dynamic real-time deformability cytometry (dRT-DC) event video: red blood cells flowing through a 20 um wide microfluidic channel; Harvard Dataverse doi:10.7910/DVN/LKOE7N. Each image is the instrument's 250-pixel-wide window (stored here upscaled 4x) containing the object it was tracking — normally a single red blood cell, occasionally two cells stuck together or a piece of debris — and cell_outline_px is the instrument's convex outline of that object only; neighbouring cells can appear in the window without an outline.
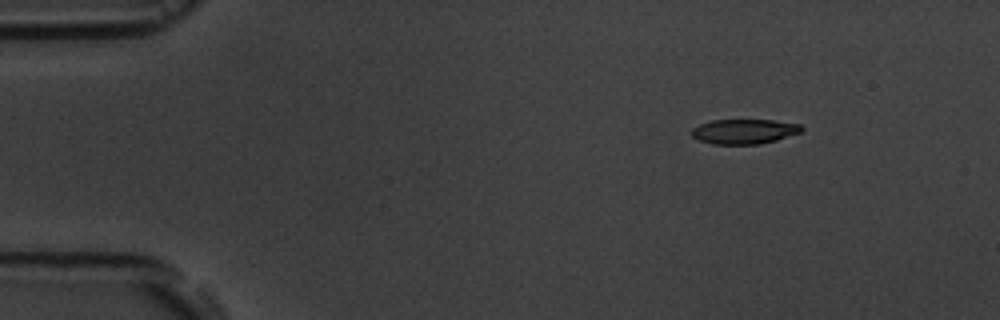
{"species": "common noctule bat (a hibernating species)", "species_latin": "Nyctalus noctula", "temperature_condition": "room temperature", "stored_images_in_passage": 5, "camera_frame_rate_fps": 3000, "um_per_image_px": 0.085, "animal": {"sex": "male", "body_mass_g": 19.5, "forearm_length_mm": 54.6}, "frame": {"image": 1, "passage_image": 1, "time_ms": 0.0, "image_size_px": [1000, 320], "cell_outline_px": [[804, 128], [800, 132], [776, 140], [760, 144], [712, 144], [700, 140], [692, 136], [692, 128], [700, 124], [712, 120], [772, 120], [800, 124]], "centroid_in_image_um": [63.25, 11.17], "position_along_channel_um": 21.7, "area_um2": 15.78}}
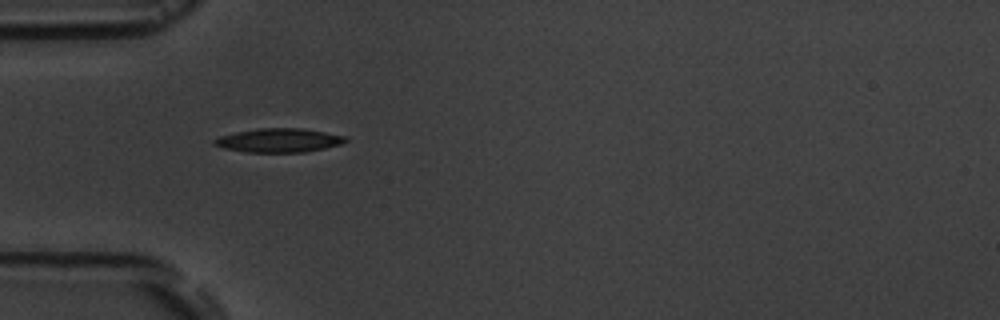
{"frame": {"image": 2, "passage_image": 4, "time_ms": 3.333, "image_size_px": [1000, 320], "cell_outline_px": [[348, 140], [340, 144], [324, 148], [304, 152], [244, 152], [224, 148], [212, 144], [212, 140], [220, 136], [236, 132], [256, 128], [304, 128], [344, 136]], "centroid_in_image_um": [23.66, 11.92], "position_along_channel_um": 61.3, "area_um2": 18.21}}
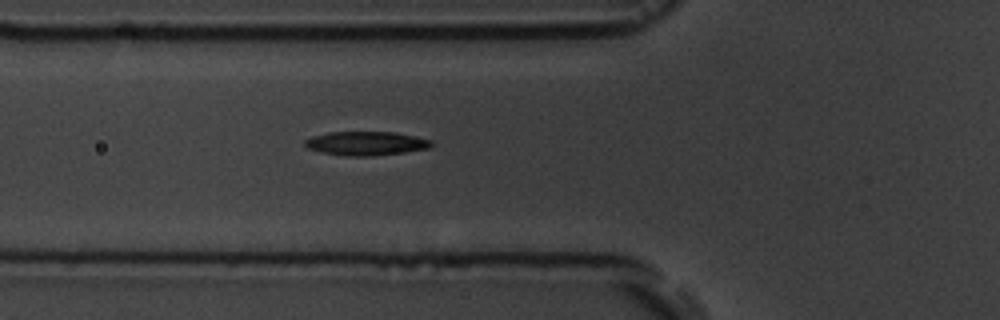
{"frame": {"image": 3, "passage_image": 5, "time_ms": 4.333, "image_size_px": [1000, 320], "cell_outline_px": [[436, 144], [428, 148], [404, 152], [372, 156], [344, 156], [320, 152], [308, 148], [304, 144], [304, 140], [312, 136], [328, 132], [396, 132], [416, 136], [432, 140]], "centroid_in_image_um": [31.13, 12.18], "position_along_channel_um": 94.7, "area_um2": 17.8}}